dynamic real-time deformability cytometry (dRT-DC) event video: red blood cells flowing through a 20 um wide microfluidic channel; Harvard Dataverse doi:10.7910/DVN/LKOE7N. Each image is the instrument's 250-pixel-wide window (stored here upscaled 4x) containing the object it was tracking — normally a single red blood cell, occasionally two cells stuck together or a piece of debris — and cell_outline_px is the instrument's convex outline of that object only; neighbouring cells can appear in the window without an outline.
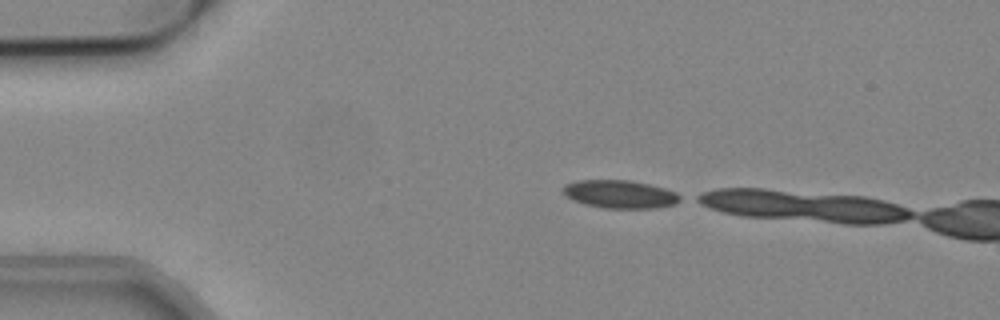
{"species": "common noctule bat (a hibernating species)", "species_latin": "Nyctalus noctula", "temperature_condition": "cold", "stored_images_in_passage": 5, "camera_frame_rate_fps": 3000, "um_per_image_px": 0.085, "animal": {"sex": "male", "body_mass_g": 19.2, "forearm_length_mm": 51.8}, "frame": {"image": 1, "passage_image": 1, "time_ms": 0.0, "image_size_px": [1000, 320], "cell_outline_px": [[684, 200], [676, 204], [656, 208], [604, 208], [584, 204], [572, 200], [564, 192], [564, 184], [576, 180], [632, 180], [664, 188], [676, 192], [684, 196]], "centroid_in_image_um": [52.76, 16.51], "position_along_channel_um": 32.2, "area_um2": 19.36}}